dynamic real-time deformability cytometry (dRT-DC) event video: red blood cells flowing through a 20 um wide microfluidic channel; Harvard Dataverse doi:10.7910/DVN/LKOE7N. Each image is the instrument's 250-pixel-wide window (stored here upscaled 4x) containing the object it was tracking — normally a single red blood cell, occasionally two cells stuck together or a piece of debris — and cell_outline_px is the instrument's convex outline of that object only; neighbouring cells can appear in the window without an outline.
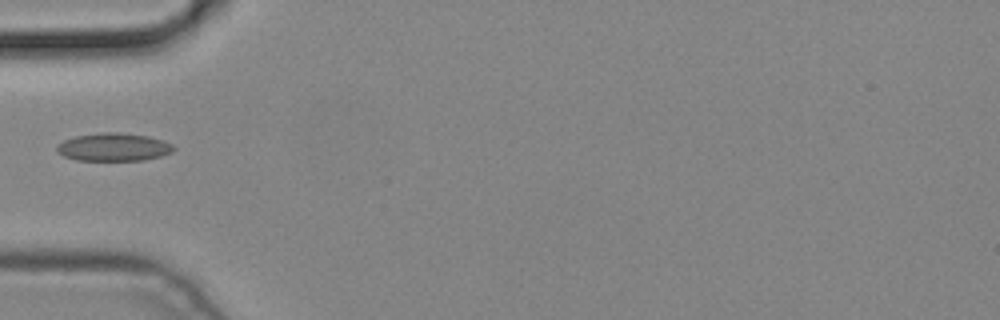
{"species": "common noctule bat (a hibernating species)", "species_latin": "Nyctalus noctula", "temperature_condition": "cold", "stored_images_in_passage": 2, "camera_frame_rate_fps": 3000, "um_per_image_px": 0.085, "animal": {"sex": "male", "body_mass_g": 19.2, "forearm_length_mm": 51.8}, "frame": {"image": 1, "passage_image": 1, "time_ms": 0.0, "image_size_px": [1000, 320], "cell_outline_px": [[176, 148], [172, 152], [160, 156], [144, 160], [76, 160], [64, 156], [56, 152], [56, 144], [64, 140], [76, 136], [104, 132], [120, 132], [148, 136], [164, 140], [172, 144]], "centroid_in_image_um": [9.65, 12.5], "position_along_channel_um": 75.3, "area_um2": 19.13}}
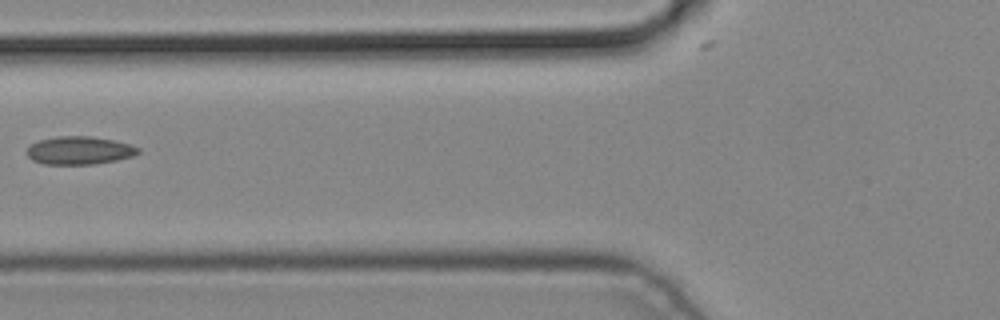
{"frame": {"image": 2, "passage_image": 2, "time_ms": 0.333, "image_size_px": [1000, 320], "cell_outline_px": [[140, 152], [132, 156], [116, 160], [92, 164], [44, 164], [32, 160], [28, 156], [28, 148], [32, 144], [40, 140], [56, 136], [92, 136], [132, 144], [140, 148]], "centroid_in_image_um": [6.77, 12.78], "position_along_channel_um": 119.0, "area_um2": 18.09}}